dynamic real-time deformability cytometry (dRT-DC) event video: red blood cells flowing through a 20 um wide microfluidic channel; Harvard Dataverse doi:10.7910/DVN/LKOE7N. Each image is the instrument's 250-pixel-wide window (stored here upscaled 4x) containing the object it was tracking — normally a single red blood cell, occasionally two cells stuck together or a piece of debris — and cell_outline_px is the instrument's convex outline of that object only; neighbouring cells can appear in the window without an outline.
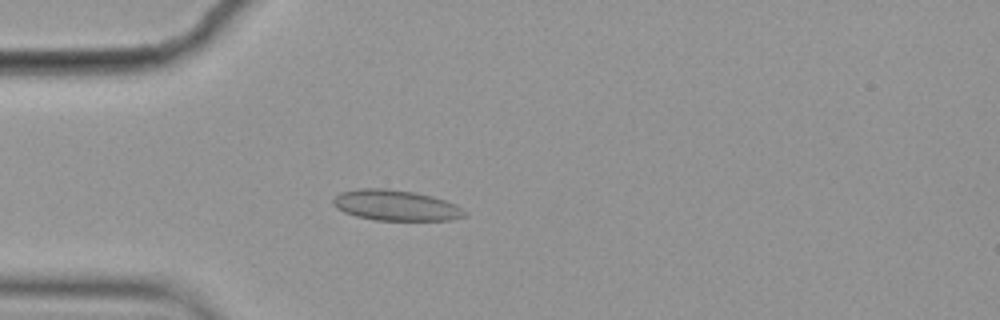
{"species": "common noctule bat (a hibernating species)", "species_latin": "Nyctalus noctula", "temperature_condition": "cold", "stored_images_in_passage": 5, "camera_frame_rate_fps": 3000, "um_per_image_px": 0.085, "animal": {"sex": "female", "body_mass_g": 19.9}, "frame": {"image": 1, "passage_image": 5, "time_ms": 1.333, "image_size_px": [1000, 320], "cell_outline_px": [[468, 216], [452, 220], [376, 220], [356, 216], [344, 212], [336, 208], [332, 204], [332, 200], [340, 192], [360, 188], [384, 188], [416, 192], [432, 196], [456, 204], [468, 212]], "centroid_in_image_um": [33.67, 17.45], "position_along_channel_um": 51.3, "area_um2": 23.7}}